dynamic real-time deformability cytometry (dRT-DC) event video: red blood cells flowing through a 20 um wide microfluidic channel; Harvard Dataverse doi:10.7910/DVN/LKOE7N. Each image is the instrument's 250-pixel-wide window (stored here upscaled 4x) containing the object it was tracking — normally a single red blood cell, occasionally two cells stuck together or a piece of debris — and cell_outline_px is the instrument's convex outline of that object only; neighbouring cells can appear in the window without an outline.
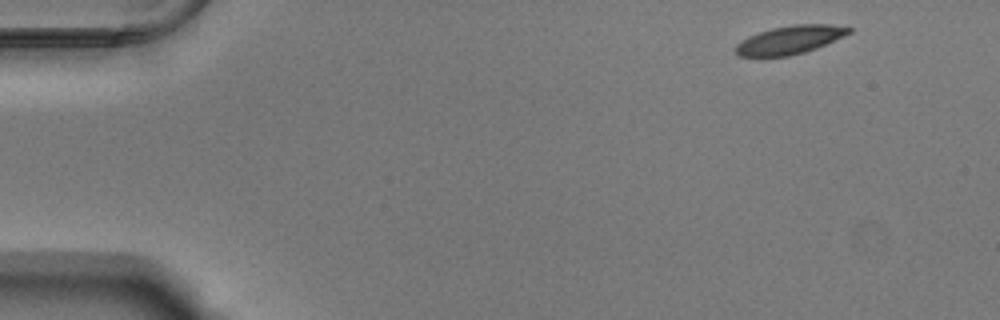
{"species": "Egyptian fruit bat (a non-hibernating species)", "species_latin": "Rousettus aegyptiacus", "temperature_condition": "warm", "stored_images_in_passage": 50, "camera_frame_rate_fps": 3000, "um_per_image_px": 0.085, "animal": {"sex": "male"}, "frame": {"image": 1, "passage_image": 1, "time_ms": 0.0, "image_size_px": [1000, 320], "cell_outline_px": [[852, 32], [844, 36], [816, 48], [804, 52], [788, 56], [740, 56], [736, 52], [736, 44], [740, 40], [748, 36], [772, 28], [792, 24], [828, 24], [852, 28]], "centroid_in_image_um": [67.14, 3.38], "position_along_channel_um": 17.9, "area_um2": 18.55}}
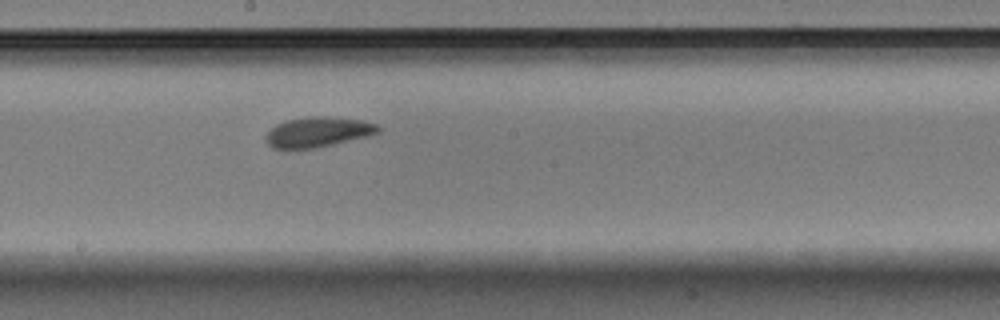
{"frame": {"image": 2, "passage_image": 26, "time_ms": 8.333, "image_size_px": [1000, 320], "cell_outline_px": [[380, 132], [368, 136], [316, 148], [288, 152], [272, 148], [268, 144], [268, 132], [276, 124], [284, 120], [308, 116], [332, 116], [360, 120], [376, 124], [380, 128]], "centroid_in_image_um": [26.98, 11.25], "position_along_channel_um": 221.2, "area_um2": 20.23}}
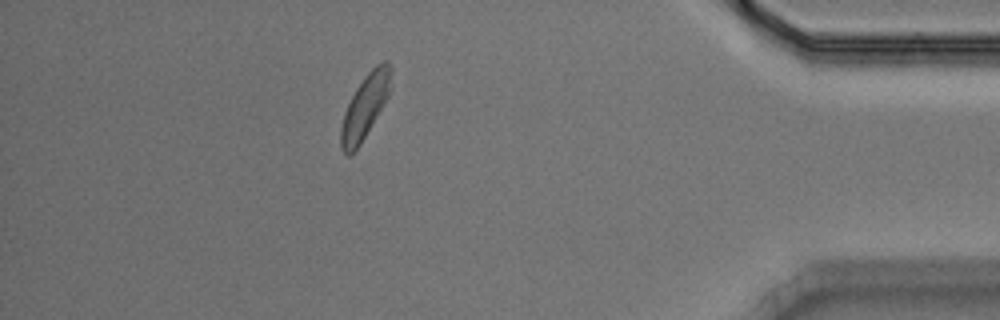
{"frame": {"image": 3, "passage_image": 44, "time_ms": 14.333, "image_size_px": [1000, 320], "cell_outline_px": [[392, 88], [384, 104], [360, 144], [348, 156], [340, 148], [340, 128], [344, 112], [356, 88], [364, 76], [376, 64], [384, 60], [388, 60], [392, 68]], "centroid_in_image_um": [31.05, 8.99], "position_along_channel_um": 404.1, "area_um2": 18.73}, "authors_computed_cell_mechanics": {"area_um2": 19.2185, "velocity_mm_per_s": 3.7306, "shape_relaxation_time_tau1_ms": 1.8649, "shape_relaxation_time_tau2_ms": 2.6256, "deformation_change_tau1": 0.0981, "deformation_change_tau2": 0.0965}}